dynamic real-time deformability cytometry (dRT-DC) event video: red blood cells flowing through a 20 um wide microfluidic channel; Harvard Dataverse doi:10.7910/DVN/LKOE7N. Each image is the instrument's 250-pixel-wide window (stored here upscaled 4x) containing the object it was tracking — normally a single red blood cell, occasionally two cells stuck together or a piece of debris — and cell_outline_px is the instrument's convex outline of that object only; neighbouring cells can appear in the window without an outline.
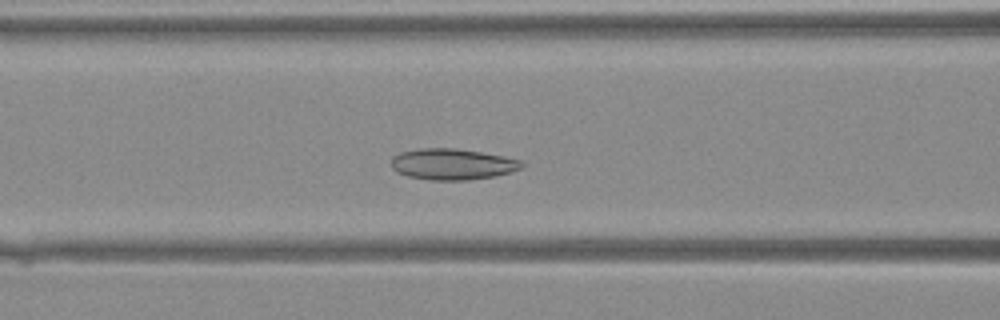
{"species": "Egyptian fruit bat (a non-hibernating species)", "species_latin": "Rousettus aegyptiacus", "temperature_condition": "warm", "stored_images_in_passage": 31, "camera_frame_rate_fps": 3000, "um_per_image_px": 0.085, "animal": {"sex": "female"}, "frame": {"image": 1, "passage_image": 14, "time_ms": 4.333, "image_size_px": [1000, 320], "cell_outline_px": [[524, 164], [520, 168], [496, 176], [468, 180], [432, 180], [408, 176], [396, 172], [392, 168], [392, 156], [400, 152], [420, 148], [456, 148], [504, 156], [524, 160]], "centroid_in_image_um": [38.45, 13.95], "position_along_channel_um": 128.2, "area_um2": 23.7}}
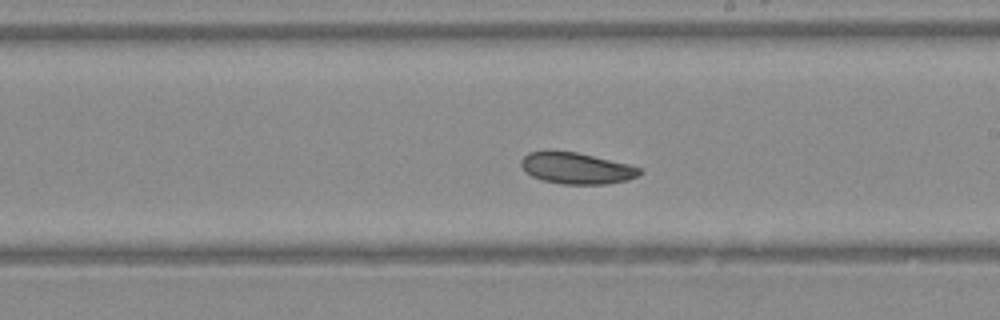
{"frame": {"image": 2, "passage_image": 21, "time_ms": 6.667, "image_size_px": [1000, 320], "cell_outline_px": [[644, 172], [628, 180], [608, 184], [564, 184], [544, 180], [532, 176], [524, 172], [520, 164], [520, 160], [528, 152], [576, 152], [628, 164], [644, 168]], "centroid_in_image_um": [49.04, 14.31], "position_along_channel_um": 240.0, "area_um2": 21.5}}
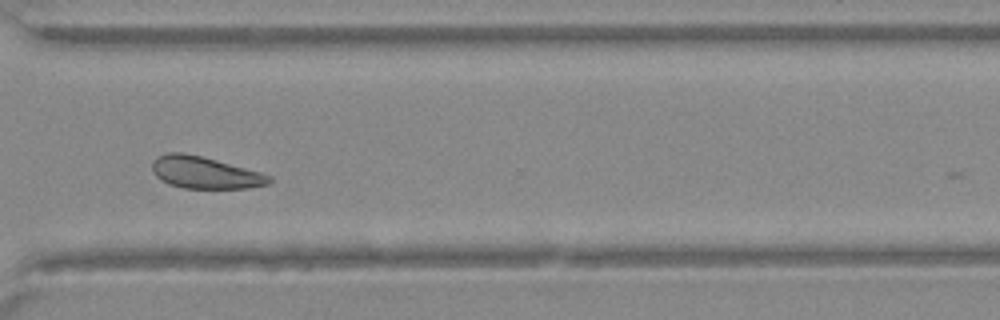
{"frame": {"image": 3, "passage_image": 28, "time_ms": 9.0, "image_size_px": [1000, 320], "cell_outline_px": [[272, 180], [268, 184], [248, 188], [184, 188], [168, 184], [160, 180], [152, 172], [152, 160], [156, 156], [168, 152], [180, 152], [200, 156], [260, 172], [272, 176]], "centroid_in_image_um": [17.37, 14.67], "position_along_channel_um": 353.2, "area_um2": 21.73}}